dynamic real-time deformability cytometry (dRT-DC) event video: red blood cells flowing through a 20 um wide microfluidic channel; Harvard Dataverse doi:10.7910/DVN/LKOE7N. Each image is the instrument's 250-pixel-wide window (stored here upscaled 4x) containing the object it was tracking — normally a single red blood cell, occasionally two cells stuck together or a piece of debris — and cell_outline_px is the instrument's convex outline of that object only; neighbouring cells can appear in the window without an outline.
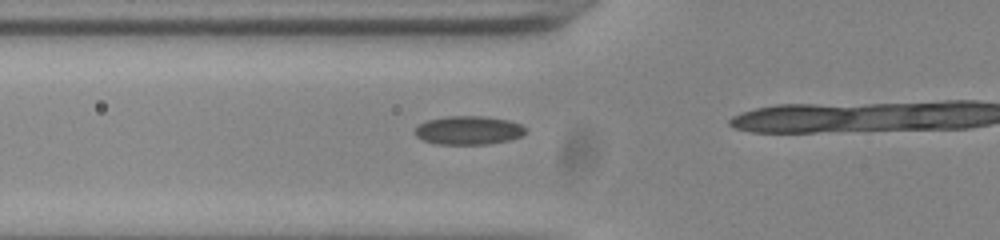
{"species": "common noctule bat (a hibernating species)", "species_latin": "Nyctalus noctula", "temperature_condition": "room temperature", "stored_images_in_passage": 6, "camera_frame_rate_fps": 3000, "um_per_image_px": 0.085, "animal": {"sex": "male", "body_mass_g": 20.0, "forearm_length_mm": 53.3}, "frame": {"image": 1, "passage_image": 2, "time_ms": 0.333, "image_size_px": [1000, 240], "cell_outline_px": [[528, 128], [520, 136], [508, 140], [488, 144], [436, 144], [424, 140], [416, 136], [412, 132], [420, 124], [428, 120], [444, 116], [484, 116], [508, 120], [520, 124]], "centroid_in_image_um": [39.8, 11.07], "position_along_channel_um": 86.0, "area_um2": 18.44}}
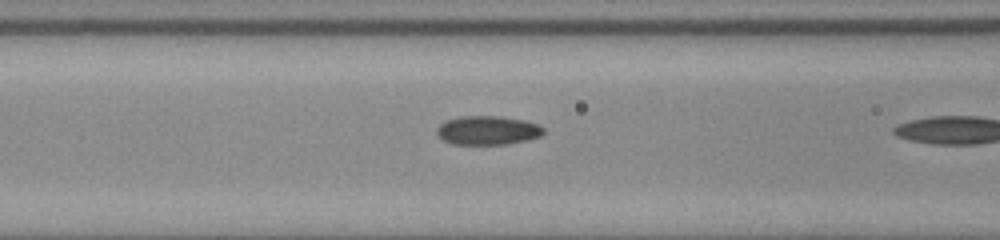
{"frame": {"image": 2, "passage_image": 5, "time_ms": 1.333, "image_size_px": [1000, 240], "cell_outline_px": [[544, 132], [540, 136], [528, 140], [508, 144], [452, 144], [444, 140], [436, 132], [436, 128], [444, 120], [460, 116], [500, 116], [524, 120], [540, 124], [544, 128]], "centroid_in_image_um": [41.46, 11.07], "position_along_channel_um": 125.1, "area_um2": 18.15}}